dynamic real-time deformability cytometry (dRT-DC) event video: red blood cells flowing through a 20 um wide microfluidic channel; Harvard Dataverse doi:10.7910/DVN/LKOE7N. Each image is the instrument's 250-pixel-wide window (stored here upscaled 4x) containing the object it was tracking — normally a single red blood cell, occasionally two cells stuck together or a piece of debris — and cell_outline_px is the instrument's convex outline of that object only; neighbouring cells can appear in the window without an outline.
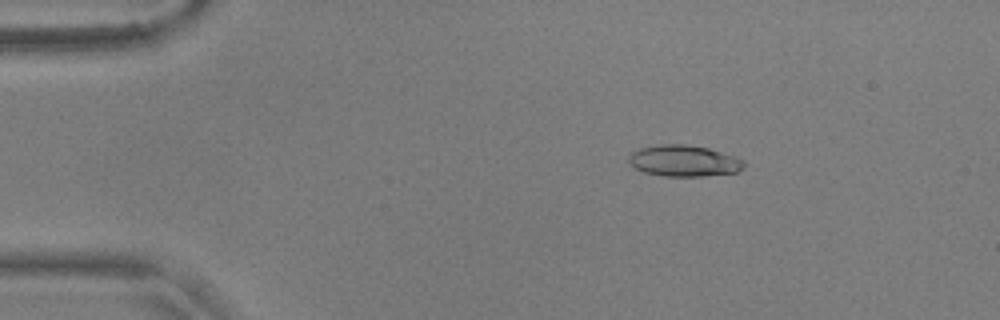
{"species": "common noctule bat (a hibernating species)", "species_latin": "Nyctalus noctula", "temperature_condition": "warm", "stored_images_in_passage": 46, "camera_frame_rate_fps": 3000, "um_per_image_px": 0.085, "animal": {"sex": "male", "body_mass_g": 17.9, "forearm_length_mm": 54.2}, "frame": {"image": 1, "passage_image": 1, "time_ms": 0.0, "image_size_px": [1000, 320], "cell_outline_px": [[744, 168], [736, 172], [700, 176], [664, 176], [644, 172], [636, 168], [628, 160], [628, 156], [632, 152], [640, 148], [660, 144], [684, 144], [708, 148], [736, 156], [744, 160]], "centroid_in_image_um": [58.15, 13.66], "position_along_channel_um": 26.9, "area_um2": 20.92}}
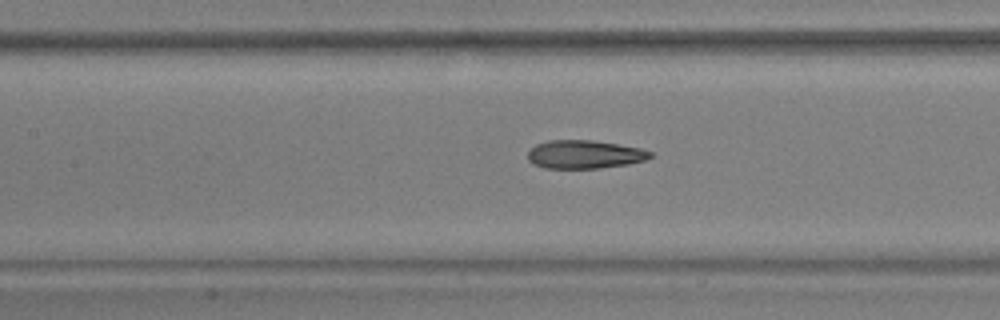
{"frame": {"image": 2, "passage_image": 17, "time_ms": 5.333, "image_size_px": [1000, 320], "cell_outline_px": [[652, 156], [644, 160], [628, 164], [596, 168], [544, 168], [532, 164], [528, 160], [528, 152], [536, 144], [548, 140], [592, 140], [640, 148], [652, 152]], "centroid_in_image_um": [49.65, 13.12], "position_along_channel_um": 157.8, "area_um2": 20.11}}
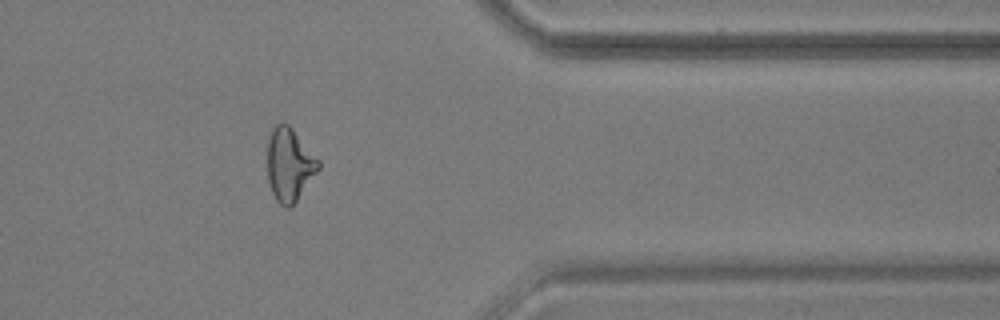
{"frame": {"image": 3, "passage_image": 37, "time_ms": 12.0, "image_size_px": [1000, 320], "cell_outline_px": [[320, 168], [296, 200], [288, 208], [284, 208], [276, 200], [272, 192], [268, 180], [268, 140], [272, 128], [276, 124], [288, 124], [292, 128], [320, 160]], "centroid_in_image_um": [24.6, 13.99], "position_along_channel_um": 386.8, "area_um2": 21.5}}